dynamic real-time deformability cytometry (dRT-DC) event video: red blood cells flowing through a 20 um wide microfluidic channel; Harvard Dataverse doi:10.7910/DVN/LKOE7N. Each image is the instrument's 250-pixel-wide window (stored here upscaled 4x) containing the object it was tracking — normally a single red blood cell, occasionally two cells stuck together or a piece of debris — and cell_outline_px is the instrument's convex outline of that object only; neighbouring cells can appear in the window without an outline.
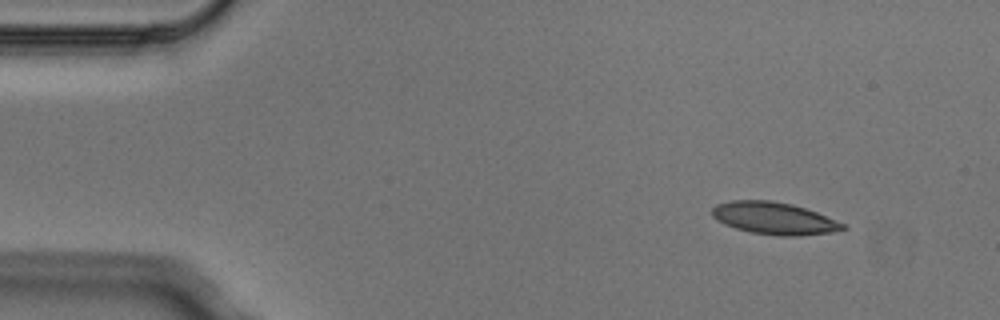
{"species": "Egyptian fruit bat (a non-hibernating species)", "species_latin": "Rousettus aegyptiacus", "temperature_condition": "cold", "stored_images_in_passage": 5, "camera_frame_rate_fps": 3000, "um_per_image_px": 0.085, "animal": {"sex": "male"}, "frame": {"image": 1, "passage_image": 1, "time_ms": 0.0, "image_size_px": [1000, 320], "cell_outline_px": [[848, 228], [832, 232], [800, 236], [780, 236], [752, 232], [736, 228], [724, 224], [712, 216], [712, 208], [716, 204], [732, 200], [772, 200], [792, 204], [816, 212], [844, 224]], "centroid_in_image_um": [65.79, 18.55], "position_along_channel_um": 19.2, "area_um2": 24.39}}
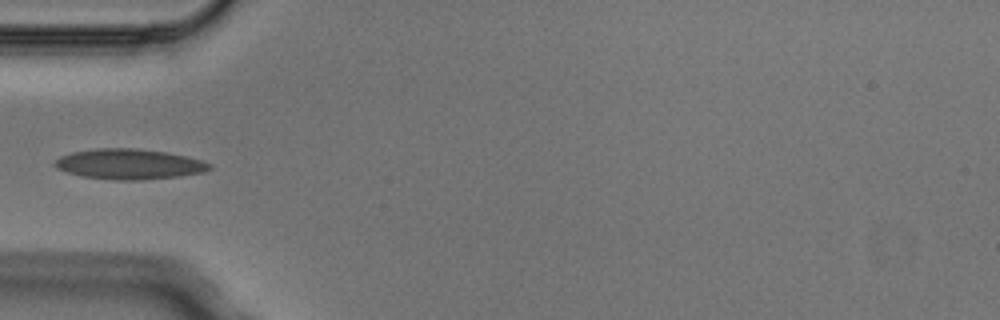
{"frame": {"image": 2, "passage_image": 4, "time_ms": 1.0, "image_size_px": [1000, 320], "cell_outline_px": [[212, 168], [204, 172], [180, 176], [140, 180], [112, 180], [80, 176], [56, 168], [52, 164], [60, 156], [72, 152], [96, 148], [136, 148], [164, 152], [184, 156], [200, 160], [212, 164]], "centroid_in_image_um": [10.95, 13.95], "position_along_channel_um": 74.0, "area_um2": 27.34}}
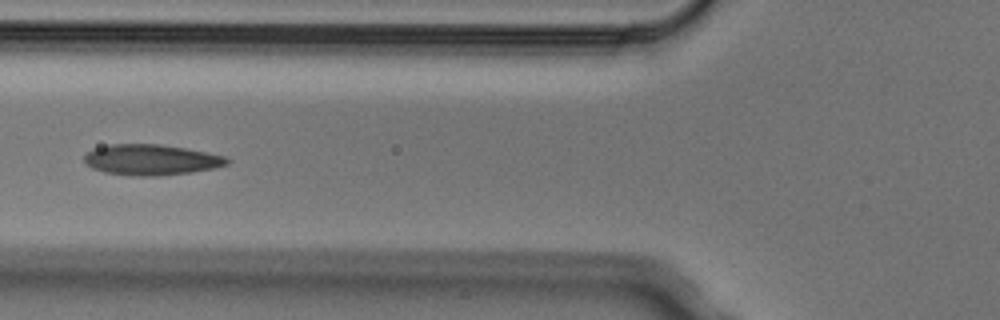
{"frame": {"image": 3, "passage_image": 5, "time_ms": 1.333, "image_size_px": [1000, 320], "cell_outline_px": [[232, 160], [228, 164], [216, 168], [192, 172], [156, 176], [136, 176], [104, 172], [92, 168], [84, 160], [84, 156], [88, 152], [96, 148], [112, 144], [160, 144], [184, 148], [224, 156]], "centroid_in_image_um": [12.88, 13.59], "position_along_channel_um": 112.9, "area_um2": 25.37}}